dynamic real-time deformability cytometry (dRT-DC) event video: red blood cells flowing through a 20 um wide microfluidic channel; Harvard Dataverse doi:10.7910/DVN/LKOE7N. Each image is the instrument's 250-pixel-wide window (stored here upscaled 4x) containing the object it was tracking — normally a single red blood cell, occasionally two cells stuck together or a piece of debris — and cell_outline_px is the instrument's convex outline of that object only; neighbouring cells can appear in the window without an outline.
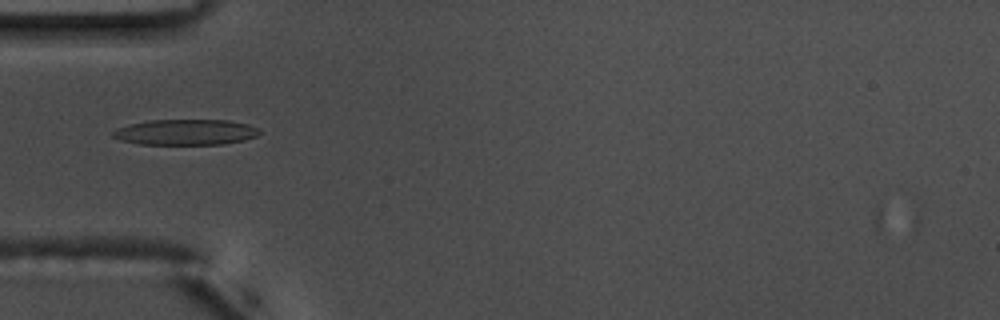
{"species": "common noctule bat (a hibernating species)", "species_latin": "Nyctalus noctula", "temperature_condition": "warm", "stored_images_in_passage": 41, "camera_frame_rate_fps": 3000, "um_per_image_px": 0.085, "animal": {"sex": "male", "body_mass_g": 17.5, "forearm_length_mm": 52.3}, "frame": {"image": 1, "passage_image": 3, "time_ms": 0.667, "image_size_px": [1000, 320], "cell_outline_px": [[260, 132], [256, 136], [244, 140], [224, 144], [140, 144], [120, 140], [112, 136], [112, 132], [116, 128], [128, 124], [148, 120], [228, 120], [248, 124], [260, 128]], "centroid_in_image_um": [15.77, 11.23], "position_along_channel_um": 69.2, "area_um2": 22.02}}
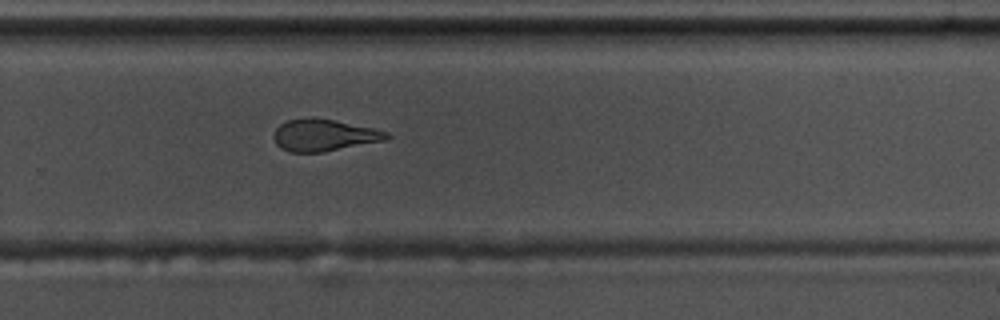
{"frame": {"image": 2, "passage_image": 22, "time_ms": 7.0, "image_size_px": [1000, 320], "cell_outline_px": [[392, 136], [384, 140], [324, 152], [288, 152], [280, 148], [276, 144], [272, 136], [276, 128], [280, 124], [288, 120], [312, 116], [372, 128], [388, 132]], "centroid_in_image_um": [27.48, 11.49], "position_along_channel_um": 302.3, "area_um2": 20.98}}
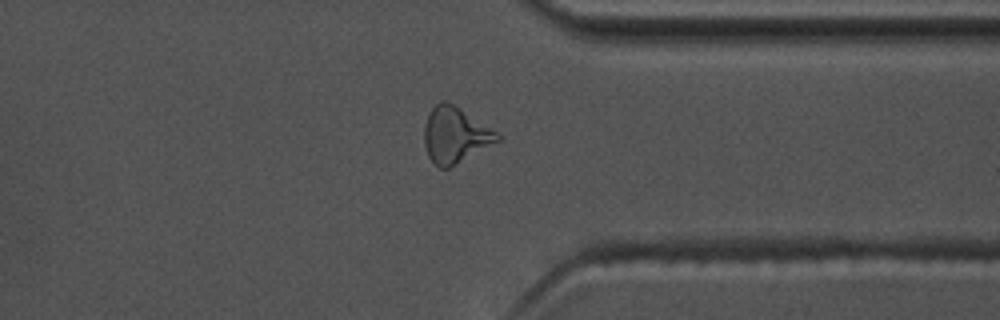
{"frame": {"image": 3, "passage_image": 28, "time_ms": 9.0, "image_size_px": [1000, 320], "cell_outline_px": [[500, 140], [456, 164], [448, 168], [440, 168], [428, 156], [424, 144], [424, 124], [428, 112], [440, 100], [444, 100], [452, 104], [496, 132], [500, 136]], "centroid_in_image_um": [38.63, 11.48], "position_along_channel_um": 372.8, "area_um2": 23.24}, "authors_computed_cell_mechanics": {"area_um2": 22.0218, "velocity_mm_per_s": 3.6738, "shape_relaxation_time_tau1_ms": 10.8237, "shape_relaxation_time_tau2_ms": 3.3081, "deformation_change_tau1": 0.2589, "deformation_change_tau2": 0.1289}}